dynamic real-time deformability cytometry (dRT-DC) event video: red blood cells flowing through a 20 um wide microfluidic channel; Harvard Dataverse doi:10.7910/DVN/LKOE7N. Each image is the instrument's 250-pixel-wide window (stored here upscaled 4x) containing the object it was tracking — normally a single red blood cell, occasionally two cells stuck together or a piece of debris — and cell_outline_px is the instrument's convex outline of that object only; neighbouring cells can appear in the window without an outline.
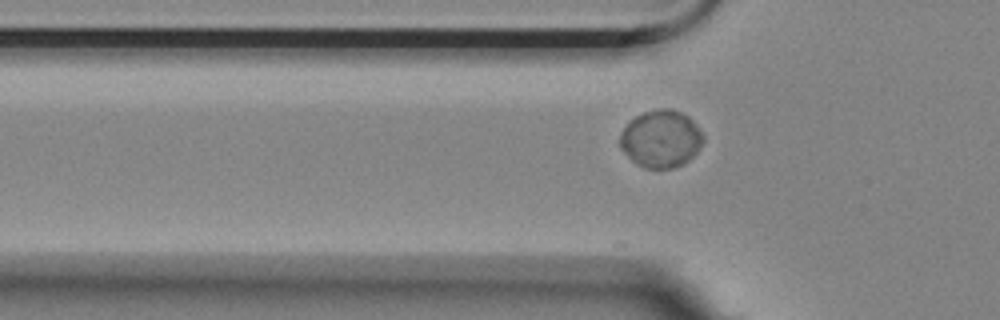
{"species": "Egyptian fruit bat (a non-hibernating species)", "species_latin": "Rousettus aegyptiacus", "temperature_condition": "room temperature", "stored_images_in_passage": 9, "camera_frame_rate_fps": 3000, "um_per_image_px": 0.085, "animal": {"sex": "female"}, "frame": {"image": 1, "passage_image": 4, "time_ms": 1.0, "image_size_px": [1000, 320], "cell_outline_px": [[704, 140], [700, 148], [684, 164], [672, 168], [644, 168], [636, 164], [620, 148], [620, 136], [624, 128], [636, 116], [644, 112], [660, 108], [672, 108], [688, 116], [700, 128], [704, 136]], "centroid_in_image_um": [56.2, 11.8], "position_along_channel_um": 69.6, "area_um2": 27.8}}